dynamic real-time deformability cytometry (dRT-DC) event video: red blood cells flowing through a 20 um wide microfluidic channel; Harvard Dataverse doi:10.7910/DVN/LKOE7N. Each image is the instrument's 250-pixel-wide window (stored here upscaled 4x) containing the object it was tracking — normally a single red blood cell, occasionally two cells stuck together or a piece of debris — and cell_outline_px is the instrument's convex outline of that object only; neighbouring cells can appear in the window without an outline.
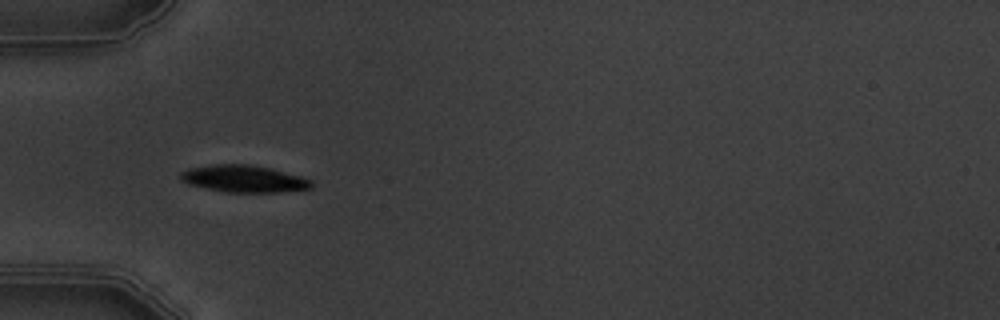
{"species": "common noctule bat (a hibernating species)", "species_latin": "Nyctalus noctula", "temperature_condition": "warm", "stored_images_in_passage": 6, "camera_frame_rate_fps": 3000, "um_per_image_px": 0.085, "animal": {"sex": "male", "body_mass_g": 19.5, "forearm_length_mm": 54.6}, "frame": {"image": 1, "passage_image": 5, "time_ms": 5.667, "image_size_px": [1000, 320], "cell_outline_px": [[312, 188], [276, 192], [224, 192], [188, 184], [180, 180], [176, 176], [180, 172], [188, 168], [212, 164], [252, 164], [300, 176], [312, 180]], "centroid_in_image_um": [20.64, 15.19], "position_along_channel_um": 64.4, "area_um2": 20.69}}